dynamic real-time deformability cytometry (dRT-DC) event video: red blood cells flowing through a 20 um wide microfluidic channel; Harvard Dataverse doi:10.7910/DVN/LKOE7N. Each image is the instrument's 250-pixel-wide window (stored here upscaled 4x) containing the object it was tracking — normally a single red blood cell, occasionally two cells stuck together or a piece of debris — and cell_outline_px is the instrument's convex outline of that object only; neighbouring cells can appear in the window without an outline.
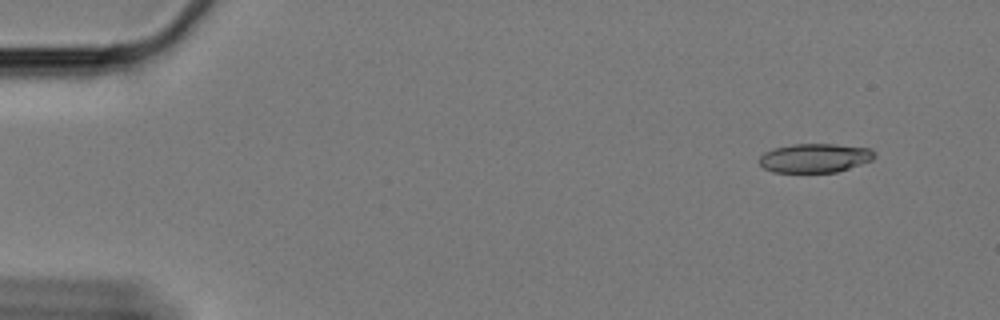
{"species": "Egyptian fruit bat (a non-hibernating species)", "species_latin": "Rousettus aegyptiacus", "temperature_condition": "cold", "stored_images_in_passage": 3, "camera_frame_rate_fps": 3000, "um_per_image_px": 0.085, "animal": {"sex": "female"}, "frame": {"image": 1, "passage_image": 1, "time_ms": 0.0, "image_size_px": [1000, 320], "cell_outline_px": [[876, 156], [872, 160], [836, 172], [772, 172], [764, 168], [760, 164], [760, 156], [764, 152], [776, 148], [792, 144], [836, 144], [868, 148]], "centroid_in_image_um": [69.24, 13.43], "position_along_channel_um": 15.8, "area_um2": 19.25}}